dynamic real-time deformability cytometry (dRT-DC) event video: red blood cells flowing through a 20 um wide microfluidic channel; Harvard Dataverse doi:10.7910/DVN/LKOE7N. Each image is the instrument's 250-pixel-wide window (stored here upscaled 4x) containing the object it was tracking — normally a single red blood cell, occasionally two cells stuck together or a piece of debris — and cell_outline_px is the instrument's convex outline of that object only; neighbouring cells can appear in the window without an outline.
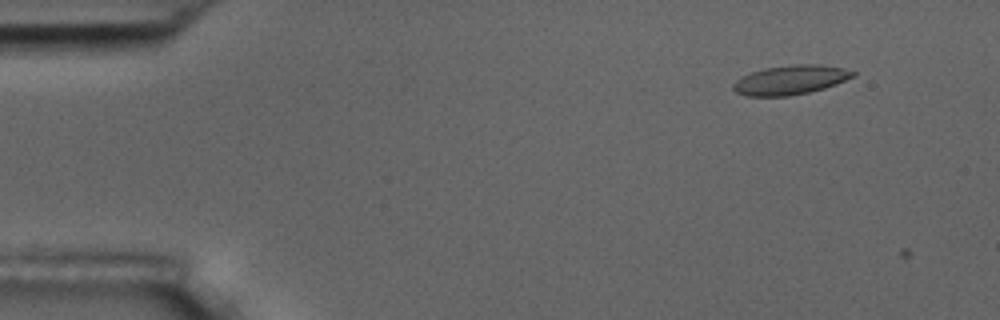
{"species": "common noctule bat (a hibernating species)", "species_latin": "Nyctalus noctula", "temperature_condition": "room temperature", "stored_images_in_passage": 3, "camera_frame_rate_fps": 3000, "um_per_image_px": 0.085, "animal": {"sex": "male", "body_mass_g": 17.5, "forearm_length_mm": 52.3}, "frame": {"image": 1, "passage_image": 2, "time_ms": 1.333, "image_size_px": [1000, 320], "cell_outline_px": [[856, 76], [836, 84], [824, 88], [808, 92], [788, 96], [744, 96], [736, 92], [732, 88], [732, 84], [736, 80], [752, 72], [764, 68], [792, 64], [820, 64], [844, 68], [856, 72]], "centroid_in_image_um": [67.2, 6.79], "position_along_channel_um": 17.8, "area_um2": 20.52}}